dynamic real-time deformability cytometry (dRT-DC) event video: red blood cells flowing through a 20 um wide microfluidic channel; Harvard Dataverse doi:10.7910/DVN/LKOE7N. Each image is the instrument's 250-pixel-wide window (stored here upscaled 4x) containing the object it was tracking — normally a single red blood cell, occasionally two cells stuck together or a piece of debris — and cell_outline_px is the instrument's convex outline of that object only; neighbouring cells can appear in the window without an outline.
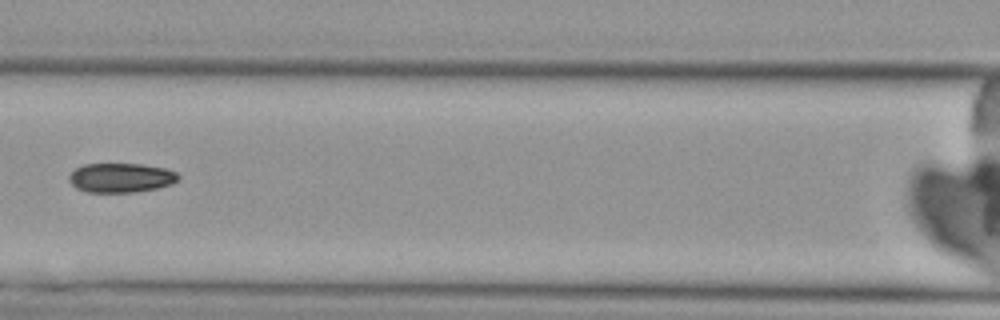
{"species": "Egyptian fruit bat (a non-hibernating species)", "species_latin": "Rousettus aegyptiacus", "temperature_condition": "cold", "stored_images_in_passage": 6, "camera_frame_rate_fps": 3000, "um_per_image_px": 0.085, "animal": {"sex": "female"}, "frame": {"image": 1, "passage_image": 6, "time_ms": 6.333, "image_size_px": [1000, 320], "cell_outline_px": [[180, 180], [172, 184], [156, 188], [136, 192], [88, 192], [76, 188], [68, 180], [68, 176], [76, 168], [84, 164], [144, 164], [168, 168], [176, 172], [180, 176]], "centroid_in_image_um": [10.32, 15.1], "position_along_channel_um": 156.3, "area_um2": 18.9}}